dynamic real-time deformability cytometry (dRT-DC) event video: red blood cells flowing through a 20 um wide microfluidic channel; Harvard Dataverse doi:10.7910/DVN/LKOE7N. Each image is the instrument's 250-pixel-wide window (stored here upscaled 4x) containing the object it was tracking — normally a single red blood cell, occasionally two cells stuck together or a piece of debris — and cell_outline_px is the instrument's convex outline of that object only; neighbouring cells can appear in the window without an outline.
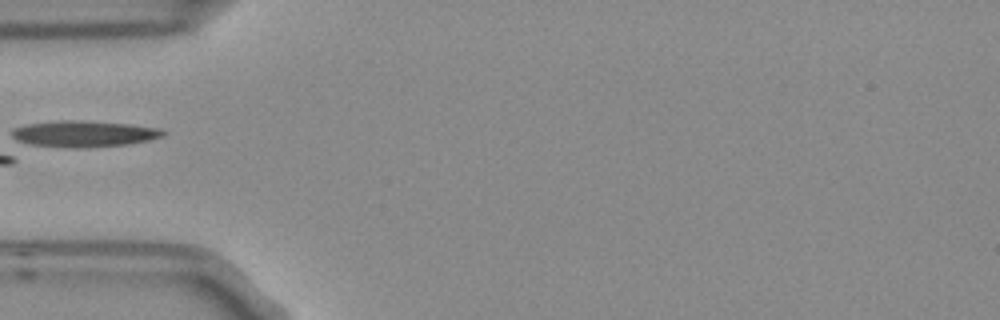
{"species": "Egyptian fruit bat (a non-hibernating species)", "species_latin": "Rousettus aegyptiacus", "temperature_condition": "room temperature", "stored_images_in_passage": 5, "camera_frame_rate_fps": 3000, "um_per_image_px": 0.085, "frame": {"image": 1, "passage_image": 5, "time_ms": 1.333, "image_size_px": [1000, 320], "cell_outline_px": [[168, 132], [164, 136], [148, 140], [128, 144], [84, 148], [76, 148], [16, 144], [12, 136], [12, 128], [28, 124], [56, 120], [80, 120], [132, 124], [160, 128]], "centroid_in_image_um": [7.07, 11.38], "position_along_channel_um": 77.9, "area_um2": 23.76}}